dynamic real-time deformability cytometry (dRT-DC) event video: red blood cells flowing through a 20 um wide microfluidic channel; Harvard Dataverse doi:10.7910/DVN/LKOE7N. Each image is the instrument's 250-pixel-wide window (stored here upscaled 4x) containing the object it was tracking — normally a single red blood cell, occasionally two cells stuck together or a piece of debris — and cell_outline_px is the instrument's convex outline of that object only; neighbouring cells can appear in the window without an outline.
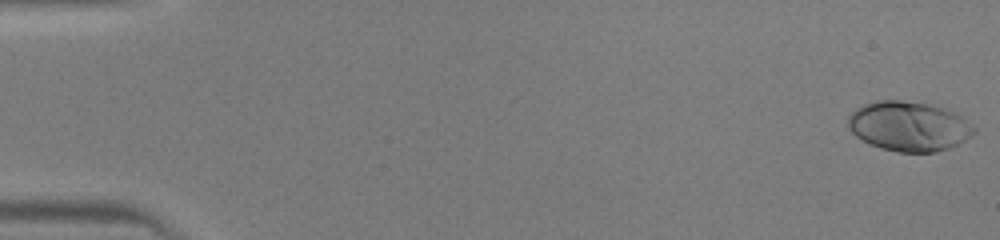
{"species": "human", "species_latin": "Homo sapiens", "temperature_condition": "warm", "stored_images_in_passage": 16, "camera_frame_rate_fps": 3000, "um_per_image_px": 0.085, "donor": {"sex": "male"}, "frame": {"image": 1, "passage_image": 1, "time_ms": 0.0, "image_size_px": [1000, 240], "cell_outline_px": [[976, 132], [972, 136], [948, 148], [936, 152], [896, 152], [880, 148], [868, 144], [856, 136], [848, 128], [848, 116], [856, 108], [864, 104], [876, 100], [900, 100], [928, 104], [952, 112], [960, 116], [972, 124], [976, 128]], "centroid_in_image_um": [77.22, 10.74], "position_along_channel_um": 7.8, "area_um2": 36.41}}
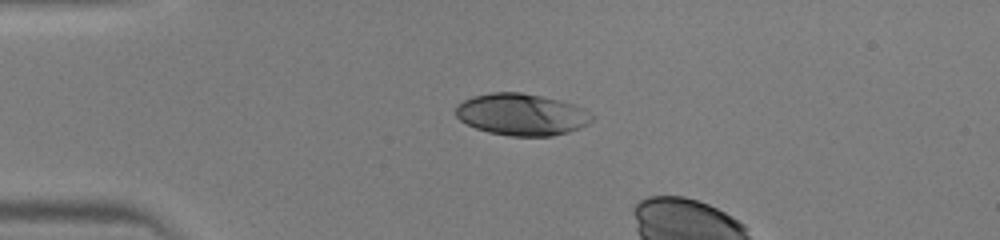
{"frame": {"image": 2, "passage_image": 12, "time_ms": 3.667, "image_size_px": [1000, 240], "cell_outline_px": [[592, 120], [588, 124], [580, 128], [568, 132], [552, 136], [508, 136], [488, 132], [476, 128], [460, 120], [456, 116], [456, 104], [472, 96], [492, 92], [520, 92], [540, 96], [572, 104], [584, 108], [592, 116]], "centroid_in_image_um": [44.31, 9.74], "position_along_channel_um": 40.7, "area_um2": 33.06}}